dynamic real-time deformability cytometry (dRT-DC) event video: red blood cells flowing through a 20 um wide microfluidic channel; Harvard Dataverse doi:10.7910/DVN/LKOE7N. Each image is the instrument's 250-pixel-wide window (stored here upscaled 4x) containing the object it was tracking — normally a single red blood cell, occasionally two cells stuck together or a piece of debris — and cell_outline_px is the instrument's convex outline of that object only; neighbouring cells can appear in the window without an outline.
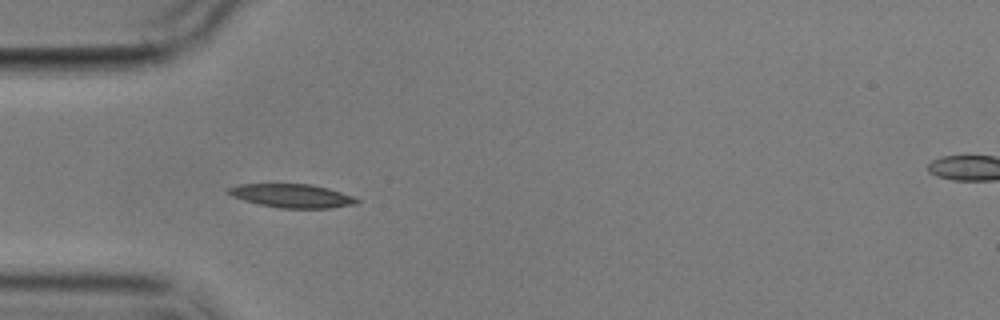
{"species": "common noctule bat (a hibernating species)", "species_latin": "Nyctalus noctula", "temperature_condition": "cold", "stored_images_in_passage": 6, "camera_frame_rate_fps": 3000, "um_per_image_px": 0.085, "animal": {"sex": "male", "body_mass_g": 17.9}, "frame": {"image": 1, "passage_image": 5, "time_ms": 6.0, "image_size_px": [1000, 320], "cell_outline_px": [[360, 200], [356, 204], [332, 208], [280, 208], [260, 204], [244, 200], [232, 196], [228, 192], [228, 188], [240, 184], [312, 184], [328, 188], [352, 196]], "centroid_in_image_um": [24.84, 16.64], "position_along_channel_um": 60.2, "area_um2": 17.51}}
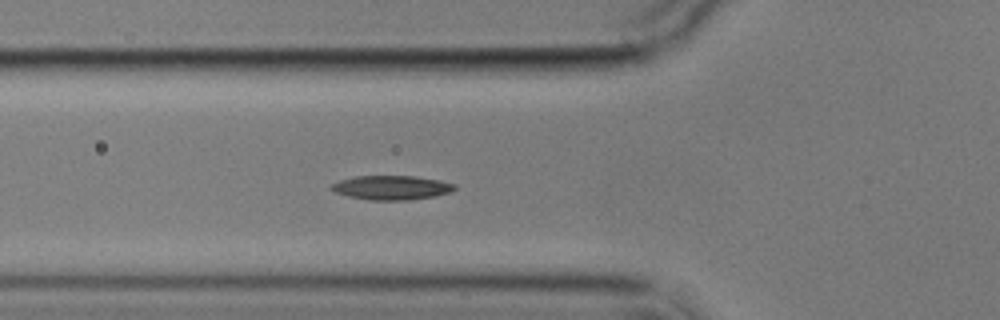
{"frame": {"image": 2, "passage_image": 6, "time_ms": 7.0, "image_size_px": [1000, 320], "cell_outline_px": [[456, 188], [452, 192], [432, 196], [408, 200], [368, 200], [348, 196], [336, 192], [328, 188], [332, 184], [340, 180], [356, 176], [416, 176], [456, 184]], "centroid_in_image_um": [33.26, 15.95], "position_along_channel_um": 92.5, "area_um2": 17.28}}